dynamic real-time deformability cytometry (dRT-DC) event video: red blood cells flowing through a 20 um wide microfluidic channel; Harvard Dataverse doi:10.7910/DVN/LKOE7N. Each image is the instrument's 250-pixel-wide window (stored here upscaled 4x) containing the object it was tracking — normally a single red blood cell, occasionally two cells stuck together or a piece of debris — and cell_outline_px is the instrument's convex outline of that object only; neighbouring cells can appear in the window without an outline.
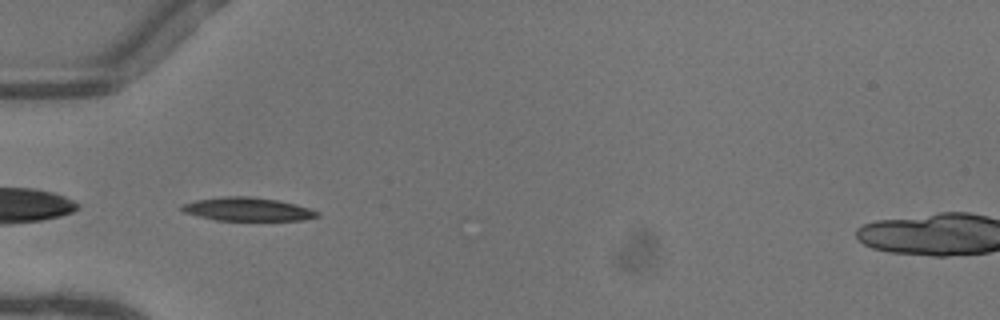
{"species": "common noctule bat (a hibernating species)", "species_latin": "Nyctalus noctula", "temperature_condition": "warm", "stored_images_in_passage": 36, "camera_frame_rate_fps": 3000, "um_per_image_px": 0.085, "animal": {"sex": "female"}, "frame": {"image": 1, "passage_image": 2, "time_ms": 0.333, "image_size_px": [1000, 320], "cell_outline_px": [[320, 216], [304, 220], [216, 220], [184, 212], [180, 208], [180, 204], [196, 200], [224, 196], [252, 196], [280, 200], [296, 204], [320, 212]], "centroid_in_image_um": [21.06, 17.77], "position_along_channel_um": 63.9, "area_um2": 18.55}}
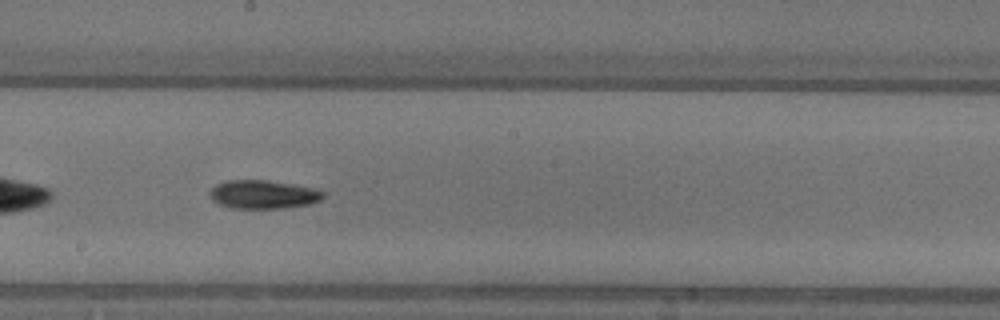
{"frame": {"image": 2, "passage_image": 14, "time_ms": 4.333, "image_size_px": [1000, 320], "cell_outline_px": [[324, 196], [320, 200], [308, 204], [284, 208], [232, 208], [220, 204], [212, 200], [212, 188], [216, 184], [224, 180], [264, 180], [292, 184], [316, 188], [324, 192]], "centroid_in_image_um": [22.39, 16.52], "position_along_channel_um": 225.8, "area_um2": 18.67}}
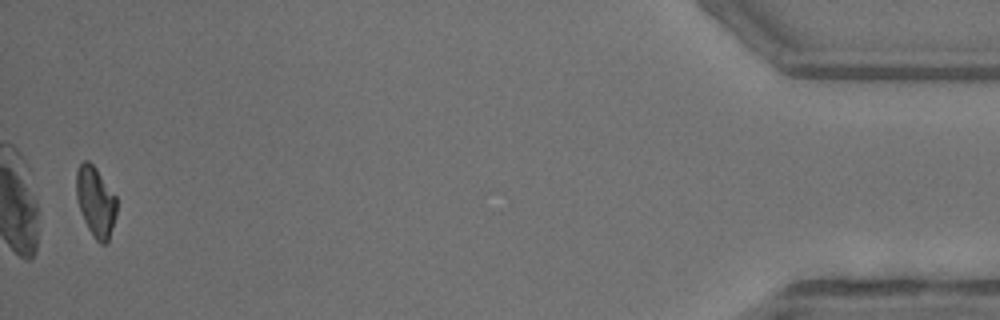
{"frame": {"image": 3, "passage_image": 35, "time_ms": 11.333, "image_size_px": [1000, 320], "cell_outline_px": [[116, 216], [108, 244], [100, 244], [96, 240], [88, 228], [84, 220], [76, 196], [76, 172], [80, 164], [84, 160], [88, 160], [96, 168], [116, 196]], "centroid_in_image_um": [8.14, 17.16], "position_along_channel_um": 427.1, "area_um2": 16.47}, "authors_computed_cell_mechanics": {"area_um2": 17.7735, "velocity_mm_per_s": 4.1145, "shape_relaxation_time_tau1_ms": 4.8853, "shape_relaxation_time_tau2_ms": 8.7033, "deformation_change_tau1": 0.159, "deformation_change_tau2": 0.172}}